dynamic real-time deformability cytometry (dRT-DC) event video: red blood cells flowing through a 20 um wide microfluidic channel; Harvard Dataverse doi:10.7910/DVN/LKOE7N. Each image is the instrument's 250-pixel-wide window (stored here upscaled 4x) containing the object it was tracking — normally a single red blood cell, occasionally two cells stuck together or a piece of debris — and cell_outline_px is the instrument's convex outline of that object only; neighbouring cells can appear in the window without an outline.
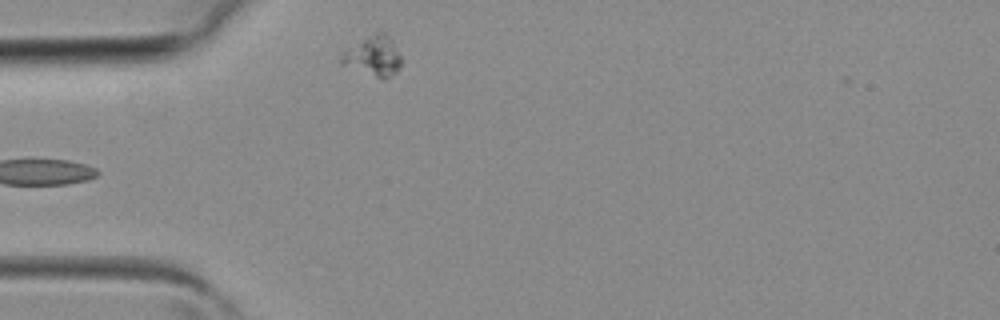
{"species": "common noctule bat (a hibernating species)", "species_latin": "Nyctalus noctula", "temperature_condition": "room temperature", "stored_images_in_passage": 3, "camera_frame_rate_fps": 3000, "um_per_image_px": 0.085, "animal": {"sex": "female", "body_mass_g": 19.3, "forearm_length_mm": 54.1}, "frame": {"image": 1, "passage_image": 3, "time_ms": 0.667, "image_size_px": [1000, 320], "cell_outline_px": [[400, 64], [396, 72], [384, 80], [380, 80], [340, 64], [340, 56], [348, 48], [376, 32], [384, 32], [392, 40], [400, 56]], "centroid_in_image_um": [31.71, 4.81], "position_along_channel_um": 53.3, "area_um2": 13.87}}